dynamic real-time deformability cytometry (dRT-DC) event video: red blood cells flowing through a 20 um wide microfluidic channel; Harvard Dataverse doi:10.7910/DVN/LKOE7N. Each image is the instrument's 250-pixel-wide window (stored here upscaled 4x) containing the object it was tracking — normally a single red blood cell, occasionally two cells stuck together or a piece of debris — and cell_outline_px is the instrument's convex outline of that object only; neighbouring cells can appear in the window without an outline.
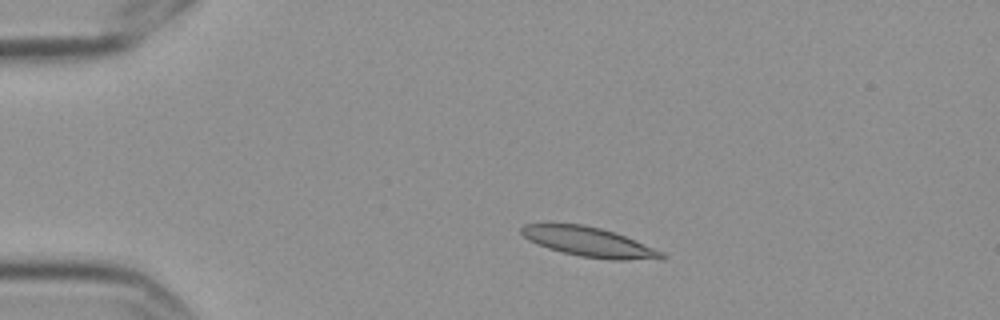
{"species": "Egyptian fruit bat (a non-hibernating species)", "species_latin": "Rousettus aegyptiacus", "temperature_condition": "cold", "stored_images_in_passage": 5, "camera_frame_rate_fps": 3000, "um_per_image_px": 0.085, "frame": {"image": 1, "passage_image": 3, "time_ms": 0.667, "image_size_px": [1000, 320], "cell_outline_px": [[668, 256], [628, 260], [612, 260], [580, 256], [548, 248], [528, 240], [520, 232], [520, 228], [524, 224], [584, 224], [600, 228], [624, 236], [664, 252]], "centroid_in_image_um": [50.0, 20.56], "position_along_channel_um": 35.0, "area_um2": 23.58}}
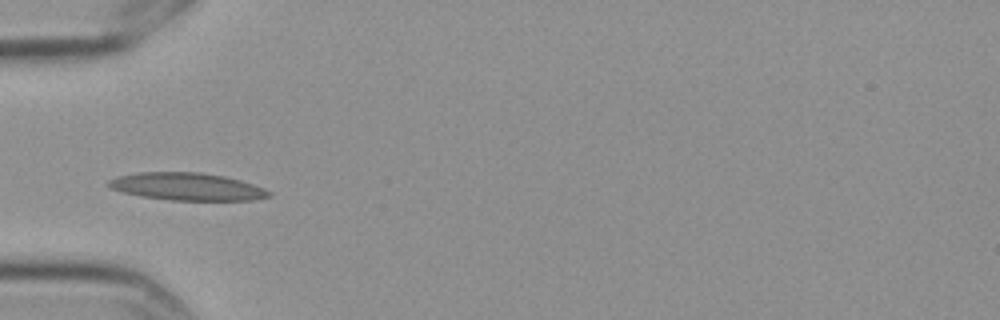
{"frame": {"image": 2, "passage_image": 5, "time_ms": 1.333, "image_size_px": [1000, 320], "cell_outline_px": [[272, 196], [256, 200], [172, 200], [140, 196], [124, 192], [112, 188], [108, 184], [108, 180], [116, 176], [140, 172], [200, 172], [224, 176], [240, 180], [264, 188], [272, 192]], "centroid_in_image_um": [15.93, 15.86], "position_along_channel_um": 69.1, "area_um2": 25.66}}